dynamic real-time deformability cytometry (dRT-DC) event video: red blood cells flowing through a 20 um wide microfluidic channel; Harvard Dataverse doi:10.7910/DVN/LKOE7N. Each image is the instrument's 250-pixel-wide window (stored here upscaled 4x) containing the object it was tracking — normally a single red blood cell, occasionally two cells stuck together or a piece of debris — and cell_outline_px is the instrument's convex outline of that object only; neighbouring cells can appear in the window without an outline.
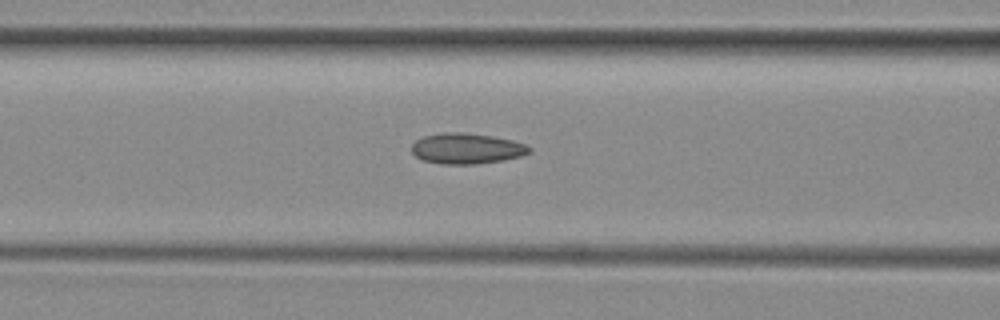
{"species": "common noctule bat (a hibernating species)", "species_latin": "Nyctalus noctula", "temperature_condition": "room temperature", "stored_images_in_passage": 38, "camera_frame_rate_fps": 3000, "um_per_image_px": 0.085, "animal": {"sex": "female", "body_mass_g": 29.2, "forearm_length_mm": 56.3}, "frame": {"image": 1, "passage_image": 11, "time_ms": 3.333, "image_size_px": [1000, 320], "cell_outline_px": [[532, 152], [524, 156], [476, 164], [440, 164], [424, 160], [416, 156], [412, 152], [412, 144], [416, 140], [424, 136], [444, 132], [464, 132], [492, 136], [512, 140], [528, 144], [532, 148]], "centroid_in_image_um": [39.71, 12.62], "position_along_channel_um": 126.9, "area_um2": 21.15}}
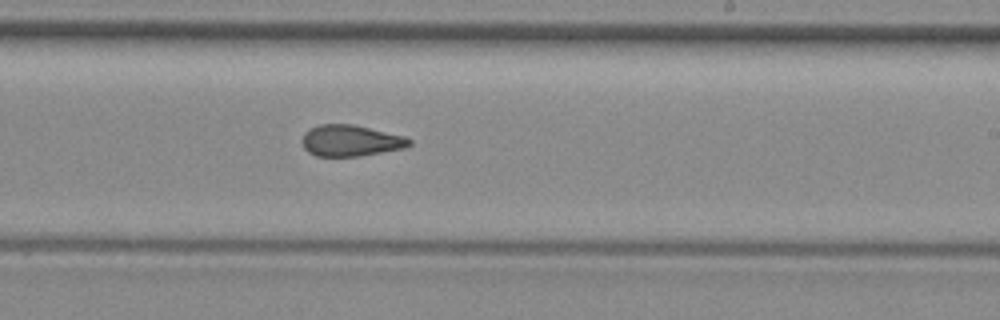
{"frame": {"image": 2, "passage_image": 21, "time_ms": 6.667, "image_size_px": [1000, 320], "cell_outline_px": [[412, 144], [404, 148], [360, 156], [316, 156], [308, 152], [304, 148], [300, 140], [304, 132], [308, 128], [320, 124], [352, 124], [404, 136], [412, 140]], "centroid_in_image_um": [29.76, 11.95], "position_along_channel_um": 259.2, "area_um2": 19.65}}
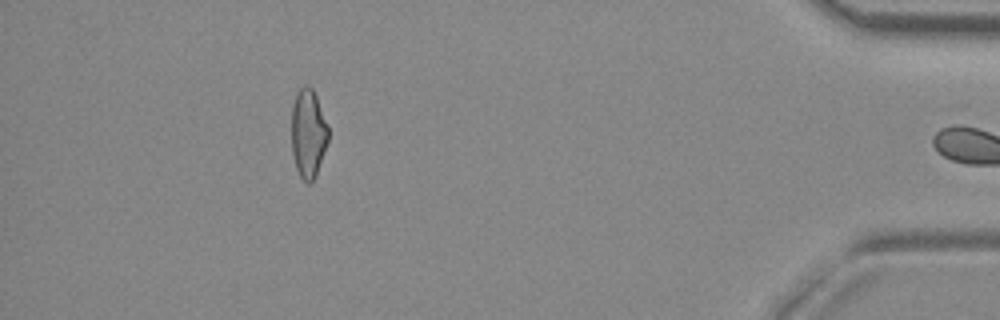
{"frame": {"image": 3, "passage_image": 37, "time_ms": 12.0, "image_size_px": [1000, 320], "cell_outline_px": [[328, 140], [316, 176], [308, 184], [300, 176], [296, 168], [292, 152], [292, 104], [296, 92], [304, 84], [308, 84], [312, 88], [316, 96], [328, 128]], "centroid_in_image_um": [26.18, 11.32], "position_along_channel_um": 409.0, "area_um2": 18.9}, "authors_computed_cell_mechanics": {"area_um2": 19.652, "velocity_mm_per_s": 3.9772, "shape_relaxation_time_tau1_ms": null, "shape_relaxation_time_tau2_ms": 2.1705, "deformation_change_tau1": null, "deformation_change_tau2": 0.0948}}